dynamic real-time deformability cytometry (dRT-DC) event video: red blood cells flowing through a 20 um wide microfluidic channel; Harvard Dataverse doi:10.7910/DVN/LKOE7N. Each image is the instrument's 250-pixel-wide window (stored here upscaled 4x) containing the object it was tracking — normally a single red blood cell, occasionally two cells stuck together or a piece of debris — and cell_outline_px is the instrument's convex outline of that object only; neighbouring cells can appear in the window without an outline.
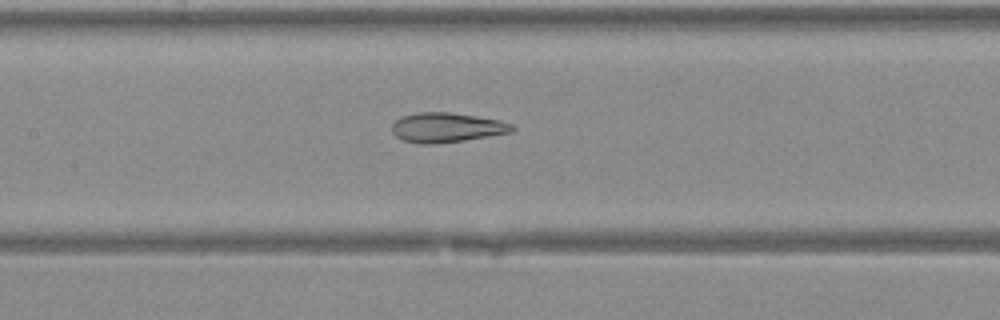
{"species": "Egyptian fruit bat (a non-hibernating species)", "species_latin": "Rousettus aegyptiacus", "temperature_condition": "warm", "stored_images_in_passage": 35, "camera_frame_rate_fps": 3000, "um_per_image_px": 0.085, "animal": {"sex": "female"}, "frame": {"image": 1, "passage_image": 13, "time_ms": 4.0, "image_size_px": [1000, 320], "cell_outline_px": [[516, 128], [512, 132], [488, 136], [432, 144], [420, 144], [404, 140], [396, 136], [392, 132], [392, 124], [400, 116], [420, 112], [448, 112], [476, 116], [496, 120], [512, 124]], "centroid_in_image_um": [37.93, 10.83], "position_along_channel_um": 169.5, "area_um2": 20.46}}
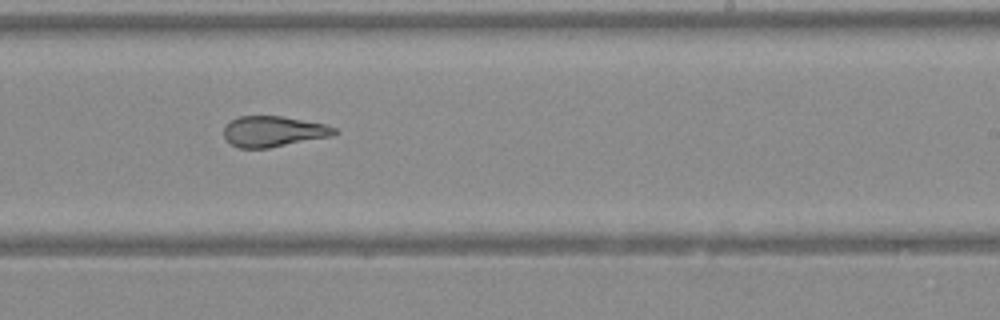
{"frame": {"image": 2, "passage_image": 19, "time_ms": 6.0, "image_size_px": [1000, 320], "cell_outline_px": [[340, 132], [332, 136], [268, 148], [240, 148], [224, 140], [224, 128], [232, 120], [240, 116], [280, 116], [324, 124], [336, 128]], "centroid_in_image_um": [23.24, 11.18], "position_along_channel_um": 265.8, "area_um2": 19.65}}
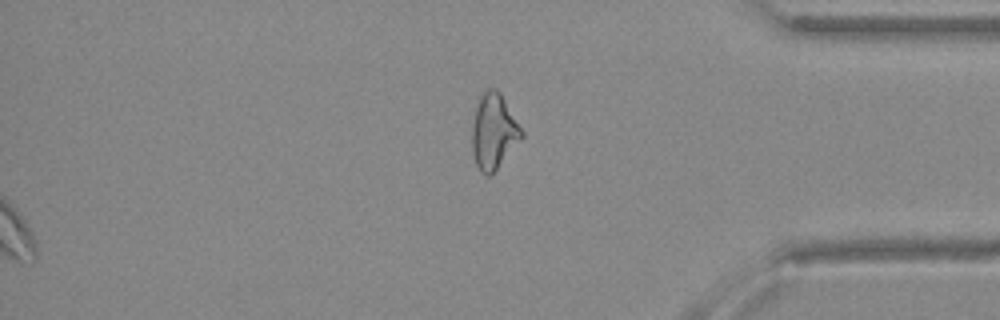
{"frame": {"image": 3, "passage_image": 28, "time_ms": 9.0, "image_size_px": [1000, 320], "cell_outline_px": [[524, 136], [496, 168], [488, 176], [480, 172], [476, 164], [472, 152], [472, 124], [476, 108], [480, 96], [488, 88], [496, 88], [500, 92], [524, 132]], "centroid_in_image_um": [41.96, 11.16], "position_along_channel_um": 393.2, "area_um2": 21.44}}